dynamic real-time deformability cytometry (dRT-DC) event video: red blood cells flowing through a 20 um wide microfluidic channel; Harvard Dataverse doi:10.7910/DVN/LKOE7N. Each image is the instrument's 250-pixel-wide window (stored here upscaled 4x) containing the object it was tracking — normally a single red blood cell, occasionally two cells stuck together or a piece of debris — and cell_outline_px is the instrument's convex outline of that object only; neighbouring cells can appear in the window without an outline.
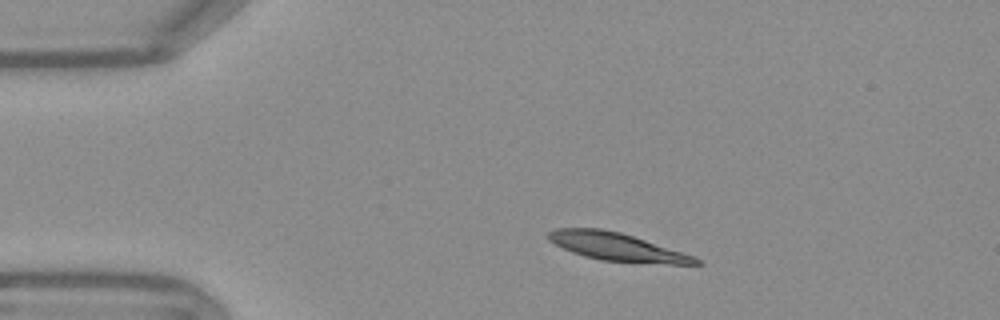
{"species": "Egyptian fruit bat (a non-hibernating species)", "species_latin": "Rousettus aegyptiacus", "temperature_condition": "warm", "stored_images_in_passage": 44, "camera_frame_rate_fps": 3000, "um_per_image_px": 0.085, "frame": {"image": 1, "passage_image": 1, "time_ms": 0.0, "image_size_px": [1000, 320], "cell_outline_px": [[704, 264], [668, 264], [600, 260], [584, 256], [572, 252], [548, 240], [544, 236], [548, 232], [556, 228], [600, 228], [620, 232], [696, 256]], "centroid_in_image_um": [52.43, 20.98], "position_along_channel_um": 32.6, "area_um2": 23.99}}
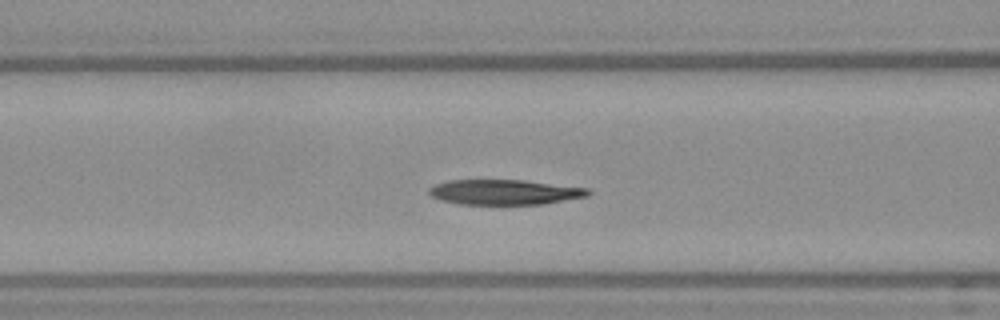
{"frame": {"image": 2, "passage_image": 12, "time_ms": 3.667, "image_size_px": [1000, 320], "cell_outline_px": [[592, 192], [588, 196], [544, 204], [460, 204], [440, 200], [432, 196], [428, 192], [428, 188], [436, 184], [448, 180], [524, 180], [588, 188]], "centroid_in_image_um": [42.89, 16.33], "position_along_channel_um": 123.7, "area_um2": 23.29}}
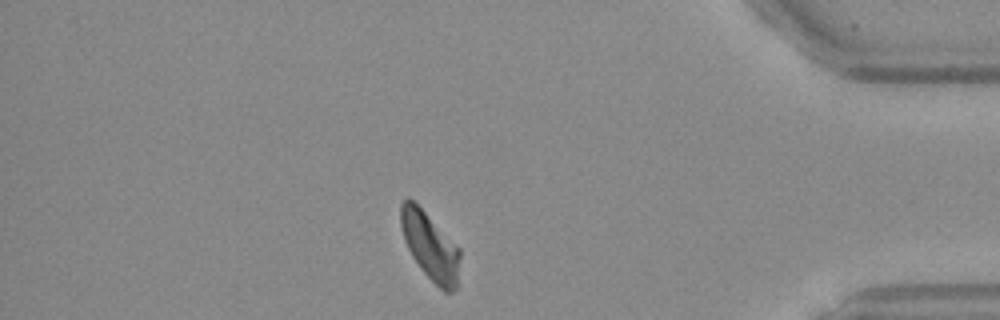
{"frame": {"image": 3, "passage_image": 37, "time_ms": 12.0, "image_size_px": [1000, 320], "cell_outline_px": [[460, 256], [456, 288], [452, 292], [444, 292], [420, 268], [412, 256], [404, 240], [400, 224], [400, 204], [408, 196], [460, 248]], "centroid_in_image_um": [36.55, 20.93], "position_along_channel_um": 398.7, "area_um2": 22.89}, "authors_computed_cell_mechanics": {"area_um2": 24.3338, "velocity_mm_per_s": 3.7527, "shape_relaxation_time_tau1_ms": 9.355, "shape_relaxation_time_tau2_ms": 3.6277, "deformation_change_tau1": 0.2491, "deformation_change_tau2": 0.1092}}